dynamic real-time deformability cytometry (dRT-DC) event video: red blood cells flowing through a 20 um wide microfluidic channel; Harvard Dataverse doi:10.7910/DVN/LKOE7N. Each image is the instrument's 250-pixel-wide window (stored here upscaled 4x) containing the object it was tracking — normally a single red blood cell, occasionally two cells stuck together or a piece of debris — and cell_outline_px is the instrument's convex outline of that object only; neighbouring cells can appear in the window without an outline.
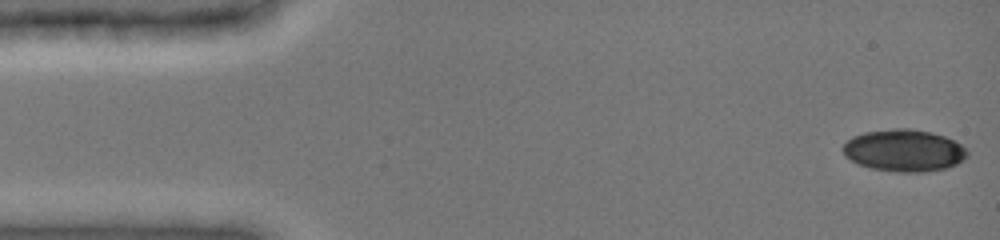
{"species": "common noctule bat (a hibernating species)", "species_latin": "Nyctalus noctula", "temperature_condition": "cold", "stored_images_in_passage": 8, "camera_frame_rate_fps": 3000, "um_per_image_px": 0.085, "animal": {"sex": "female", "body_mass_g": 19.0, "forearm_length_mm": 51.5}, "frame": {"image": 1, "passage_image": 1, "time_ms": 0.0, "image_size_px": [1000, 240], "cell_outline_px": [[968, 156], [964, 160], [956, 164], [944, 168], [920, 172], [904, 172], [872, 168], [860, 164], [852, 160], [840, 148], [852, 136], [864, 132], [896, 128], [908, 128], [932, 132], [944, 136], [968, 148]], "centroid_in_image_um": [76.87, 12.77], "position_along_channel_um": 8.1, "area_um2": 30.23}}
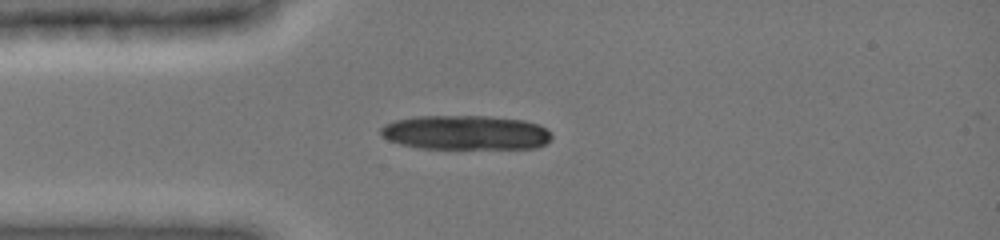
{"frame": {"image": 2, "passage_image": 5, "time_ms": 1.333, "image_size_px": [1000, 240], "cell_outline_px": [[552, 136], [544, 144], [532, 148], [420, 148], [400, 144], [388, 140], [380, 132], [380, 128], [384, 124], [396, 120], [416, 116], [488, 116], [524, 120], [540, 124]], "centroid_in_image_um": [39.55, 11.26], "position_along_channel_um": 45.5, "area_um2": 34.1}}